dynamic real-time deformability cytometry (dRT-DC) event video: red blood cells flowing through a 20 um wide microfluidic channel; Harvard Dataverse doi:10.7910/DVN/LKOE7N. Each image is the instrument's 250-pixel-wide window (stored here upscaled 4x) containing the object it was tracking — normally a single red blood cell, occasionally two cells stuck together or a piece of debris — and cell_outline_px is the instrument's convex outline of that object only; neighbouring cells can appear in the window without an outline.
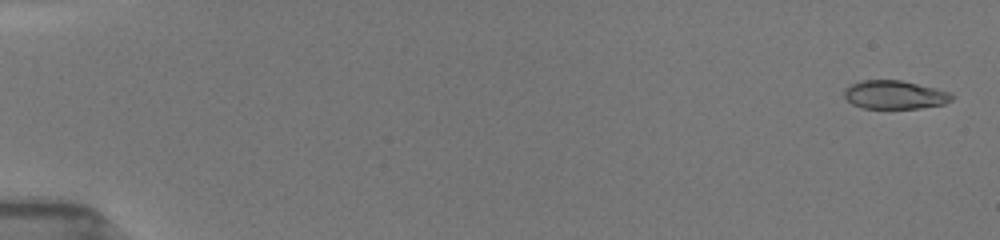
{"species": "common noctule bat (a hibernating species)", "species_latin": "Nyctalus noctula", "temperature_condition": "room temperature", "stored_images_in_passage": 53, "camera_frame_rate_fps": 3000, "um_per_image_px": 0.085, "animal": {"sex": "female", "body_mass_g": 19.5, "forearm_length_mm": 54.1}, "frame": {"image": 1, "passage_image": 2, "time_ms": 0.333, "image_size_px": [1000, 240], "cell_outline_px": [[952, 100], [944, 104], [920, 108], [864, 108], [852, 104], [844, 96], [844, 88], [860, 80], [900, 80], [948, 92], [952, 96]], "centroid_in_image_um": [75.99, 8.06], "position_along_channel_um": 9.0, "area_um2": 17.57}}
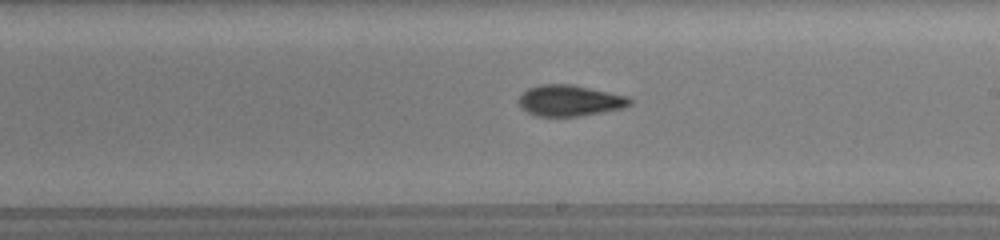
{"frame": {"image": 2, "passage_image": 32, "time_ms": 10.333, "image_size_px": [1000, 240], "cell_outline_px": [[632, 104], [624, 108], [576, 116], [536, 116], [520, 108], [520, 96], [528, 88], [540, 84], [572, 84], [628, 96], [632, 100]], "centroid_in_image_um": [48.44, 8.54], "position_along_channel_um": 240.6, "area_um2": 20.0}}
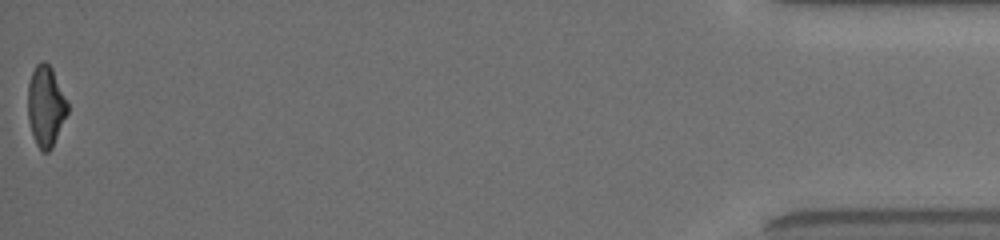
{"frame": {"image": 3, "passage_image": 53, "time_ms": 17.333, "image_size_px": [1000, 240], "cell_outline_px": [[68, 112], [52, 148], [48, 152], [44, 152], [36, 144], [28, 120], [28, 84], [32, 72], [36, 64], [40, 60], [44, 60], [52, 68], [68, 100]], "centroid_in_image_um": [3.9, 8.99], "position_along_channel_um": 431.3, "area_um2": 18.79}, "authors_computed_cell_mechanics": {"area_um2": 18.9584, "velocity_mm_per_s": 3.9719, "shape_relaxation_time_tau1_ms": 3.6303, "shape_relaxation_time_tau2_ms": 2.492, "deformation_change_tau1": 0.1691, "deformation_change_tau2": 0.1031}}